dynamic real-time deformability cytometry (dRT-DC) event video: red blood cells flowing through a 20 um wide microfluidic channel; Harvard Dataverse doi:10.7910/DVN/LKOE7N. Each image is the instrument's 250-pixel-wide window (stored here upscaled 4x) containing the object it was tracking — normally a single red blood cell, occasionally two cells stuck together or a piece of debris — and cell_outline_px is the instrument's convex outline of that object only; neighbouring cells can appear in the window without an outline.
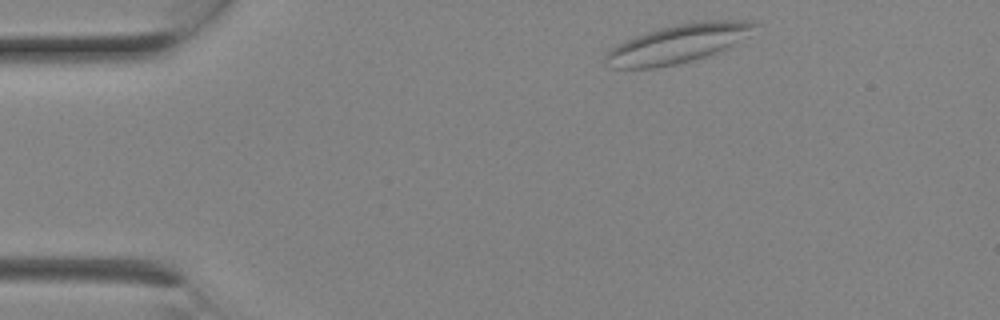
{"species": "Egyptian fruit bat (a non-hibernating species)", "species_latin": "Rousettus aegyptiacus", "temperature_condition": "room temperature", "stored_images_in_passage": 8, "camera_frame_rate_fps": 3000, "um_per_image_px": 0.085, "animal": {"sex": "female"}, "frame": {"image": 1, "passage_image": 1, "time_ms": 0.0, "image_size_px": [1000, 320], "cell_outline_px": [[756, 24], [732, 44], [716, 52], [692, 60], [676, 64], [656, 68], [616, 68], [604, 64], [604, 56], [612, 48], [636, 36], [660, 28], [676, 24], [704, 20], [756, 20]], "centroid_in_image_um": [57.54, 3.72], "position_along_channel_um": 27.5, "area_um2": 32.43}}
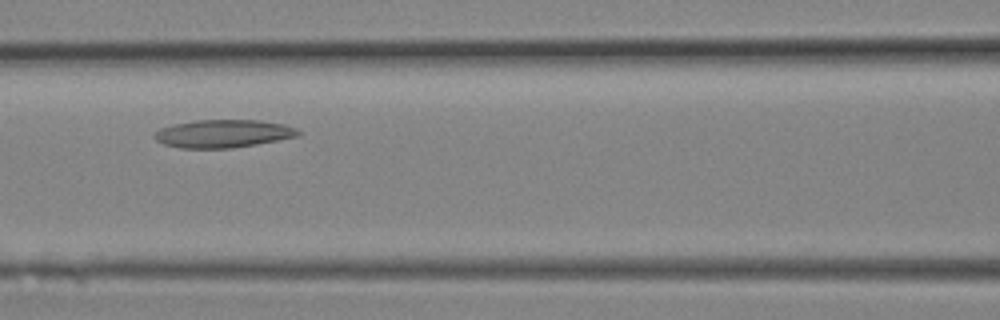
{"frame": {"image": 2, "passage_image": 7, "time_ms": 2.0, "image_size_px": [1000, 320], "cell_outline_px": [[300, 136], [256, 144], [232, 148], [180, 148], [164, 144], [156, 140], [152, 136], [160, 128], [172, 124], [196, 120], [260, 120], [284, 124], [296, 128], [300, 132]], "centroid_in_image_um": [18.96, 11.35], "position_along_channel_um": 147.6, "area_um2": 23.47}}
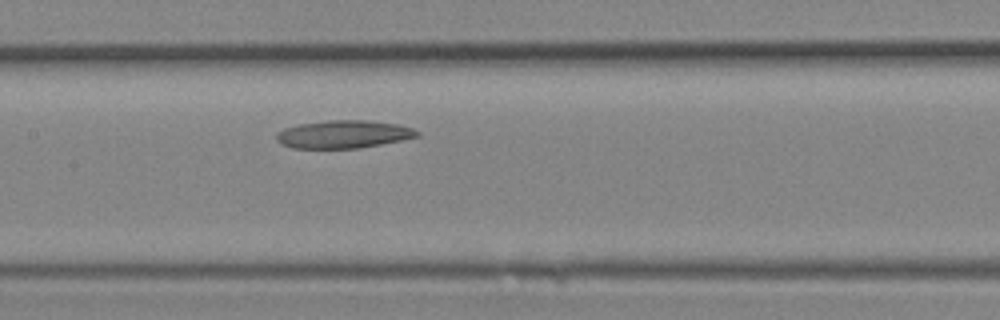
{"frame": {"image": 3, "passage_image": 8, "time_ms": 2.333, "image_size_px": [1000, 320], "cell_outline_px": [[420, 136], [360, 148], [292, 148], [280, 144], [276, 140], [276, 132], [284, 128], [300, 124], [328, 120], [368, 120], [400, 124], [412, 128], [420, 132]], "centroid_in_image_um": [29.19, 11.41], "position_along_channel_um": 178.2, "area_um2": 22.95}}